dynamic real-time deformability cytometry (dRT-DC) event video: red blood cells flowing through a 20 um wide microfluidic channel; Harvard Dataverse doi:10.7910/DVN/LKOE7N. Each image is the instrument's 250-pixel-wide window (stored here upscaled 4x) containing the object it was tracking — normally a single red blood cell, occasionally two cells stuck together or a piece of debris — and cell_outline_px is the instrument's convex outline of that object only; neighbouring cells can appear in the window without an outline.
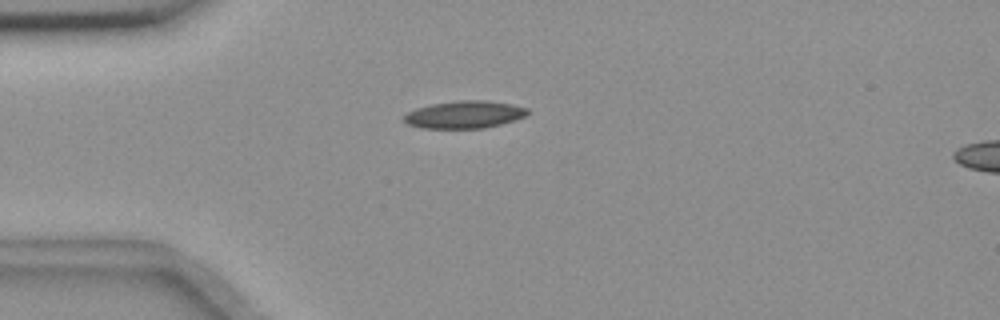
{"species": "common noctule bat (a hibernating species)", "species_latin": "Nyctalus noctula", "temperature_condition": "room temperature", "stored_images_in_passage": 6, "camera_frame_rate_fps": 3000, "um_per_image_px": 0.085, "animal": {"sex": "female", "body_mass_g": 18.4}, "frame": {"image": 1, "passage_image": 1, "time_ms": 0.0, "image_size_px": [1000, 320], "cell_outline_px": [[532, 112], [516, 120], [484, 128], [420, 128], [408, 124], [404, 120], [404, 116], [408, 112], [416, 108], [432, 104], [460, 100], [488, 100], [512, 104], [528, 108]], "centroid_in_image_um": [39.52, 9.73], "position_along_channel_um": 45.5, "area_um2": 19.83}}
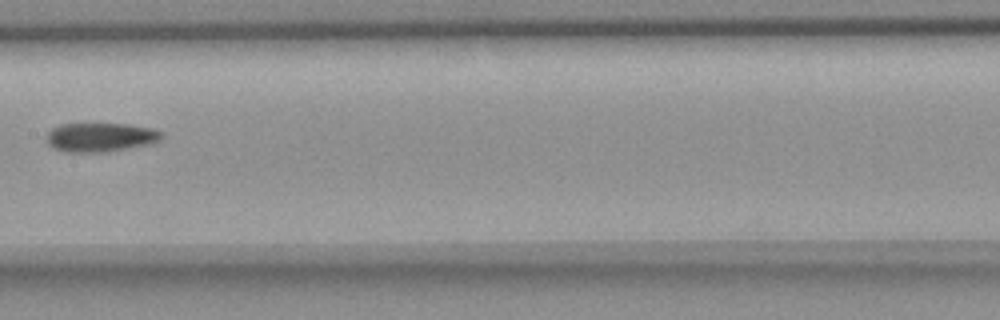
{"frame": {"image": 2, "passage_image": 5, "time_ms": 4.667, "image_size_px": [1000, 320], "cell_outline_px": [[164, 136], [160, 140], [152, 144], [104, 152], [64, 152], [48, 144], [44, 136], [52, 128], [60, 124], [128, 124], [152, 128], [160, 132]], "centroid_in_image_um": [8.53, 11.66], "position_along_channel_um": 198.9, "area_um2": 19.54}}
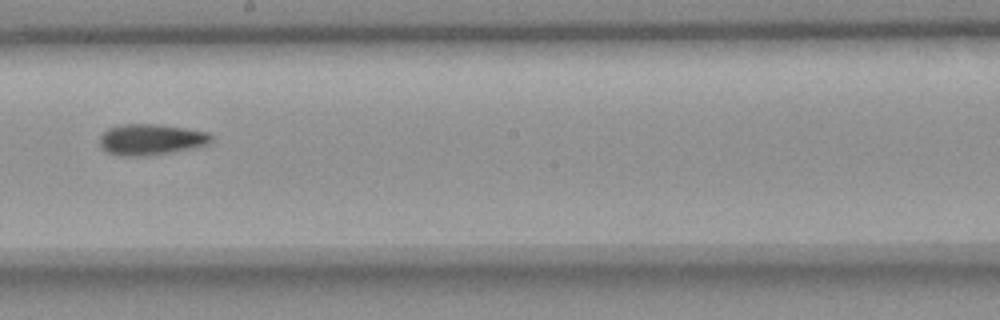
{"frame": {"image": 3, "passage_image": 6, "time_ms": 5.667, "image_size_px": [1000, 320], "cell_outline_px": [[212, 140], [208, 144], [192, 148], [172, 152], [144, 156], [120, 156], [108, 152], [100, 148], [100, 136], [108, 128], [124, 124], [156, 124], [184, 128], [208, 132], [212, 136]], "centroid_in_image_um": [12.81, 11.86], "position_along_channel_um": 235.4, "area_um2": 20.11}}